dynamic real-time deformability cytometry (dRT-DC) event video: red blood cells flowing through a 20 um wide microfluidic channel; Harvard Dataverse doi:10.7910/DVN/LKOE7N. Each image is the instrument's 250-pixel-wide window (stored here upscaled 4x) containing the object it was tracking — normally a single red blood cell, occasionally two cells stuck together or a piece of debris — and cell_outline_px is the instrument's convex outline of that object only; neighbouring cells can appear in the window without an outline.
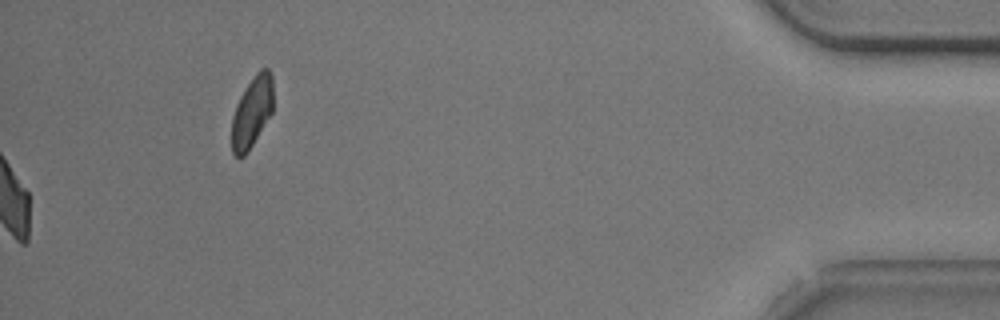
{"species": "common noctule bat (a hibernating species)", "species_latin": "Nyctalus noctula", "temperature_condition": "cold", "stored_images_in_passage": 55, "camera_frame_rate_fps": 3000, "um_per_image_px": 0.085, "animal": {"sex": "male", "body_mass_g": 20.5, "forearm_length_mm": 52.5}, "frame": {"image": 1, "passage_image": 55, "time_ms": 18.0, "image_size_px": [1000, 320], "cell_outline_px": [[272, 112], [248, 152], [244, 156], [236, 156], [232, 152], [232, 116], [236, 104], [240, 96], [256, 72], [260, 68], [268, 68], [272, 76]], "centroid_in_image_um": [21.41, 9.51], "position_along_channel_um": 413.8, "area_um2": 16.99}, "authors_computed_cell_mechanics": {"area_um2": 22.1374, "velocity_mm_per_s": 3.7059, "shape_relaxation_time_tau1_ms": 3.1185, "shape_relaxation_time_tau2_ms": 4.6143, "deformation_change_tau1": 0.1345, "deformation_change_tau2": 0.1047}}